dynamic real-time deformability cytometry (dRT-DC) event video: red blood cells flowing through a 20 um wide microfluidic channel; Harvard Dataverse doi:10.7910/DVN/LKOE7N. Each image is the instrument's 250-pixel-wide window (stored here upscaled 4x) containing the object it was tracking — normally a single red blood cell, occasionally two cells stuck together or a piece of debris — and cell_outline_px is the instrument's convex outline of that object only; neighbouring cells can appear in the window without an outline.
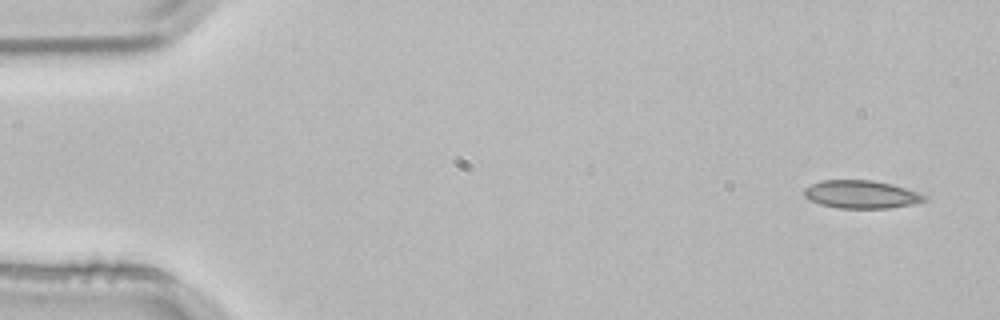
{"species": "common noctule bat (a hibernating species)", "species_latin": "Nyctalus noctula", "temperature_condition": "room temperature", "stored_images_in_passage": 4, "camera_frame_rate_fps": 3000, "um_per_image_px": 0.085, "animal": {"sex": "male", "body_mass_g": 21.5, "forearm_length_mm": 52.0}, "frame": {"image": 1, "passage_image": 1, "time_ms": 0.0, "image_size_px": [1000, 320], "cell_outline_px": [[928, 196], [924, 200], [912, 204], [888, 208], [836, 208], [820, 204], [808, 200], [804, 196], [804, 188], [820, 180], [872, 180], [892, 184]], "centroid_in_image_um": [73.14, 16.52], "position_along_channel_um": 11.9, "area_um2": 19.54}}
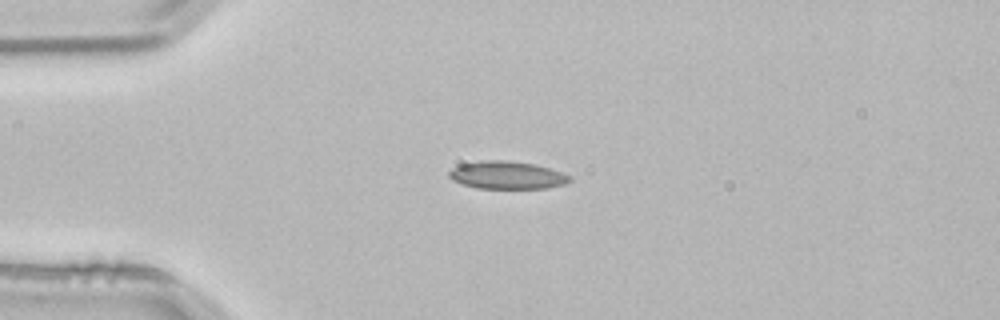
{"frame": {"image": 2, "passage_image": 3, "time_ms": 0.667, "image_size_px": [1000, 320], "cell_outline_px": [[572, 180], [564, 184], [548, 188], [476, 188], [460, 184], [452, 180], [448, 176], [448, 172], [452, 168], [460, 164], [480, 160], [500, 160], [536, 164], [572, 176]], "centroid_in_image_um": [43.06, 14.89], "position_along_channel_um": 41.9, "area_um2": 19.59}}